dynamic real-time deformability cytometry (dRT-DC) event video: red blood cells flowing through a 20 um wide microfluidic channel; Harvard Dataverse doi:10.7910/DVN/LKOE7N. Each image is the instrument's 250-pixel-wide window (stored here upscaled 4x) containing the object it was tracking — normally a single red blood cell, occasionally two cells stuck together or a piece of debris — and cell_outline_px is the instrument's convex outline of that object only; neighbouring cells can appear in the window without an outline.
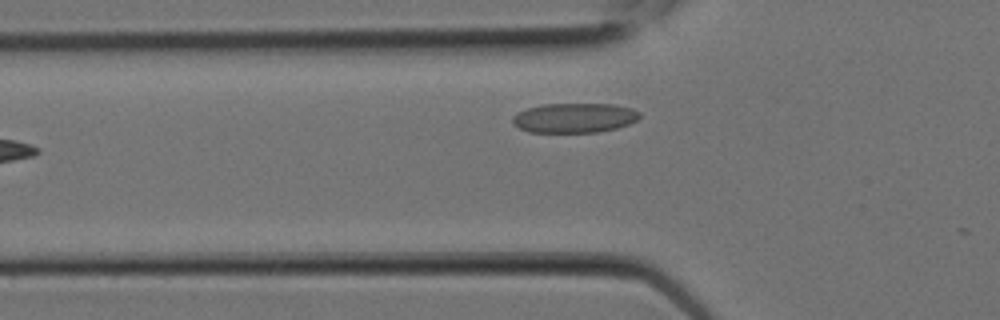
{"species": "Egyptian fruit bat (a non-hibernating species)", "species_latin": "Rousettus aegyptiacus", "temperature_condition": "room temperature", "stored_images_in_passage": 8, "camera_frame_rate_fps": 3000, "um_per_image_px": 0.085, "animal": {"sex": "female"}, "frame": {"image": 1, "passage_image": 8, "time_ms": 2.333, "image_size_px": [1000, 320], "cell_outline_px": [[640, 116], [636, 120], [628, 124], [616, 128], [596, 132], [528, 132], [512, 124], [512, 116], [516, 112], [528, 108], [544, 104], [612, 104], [632, 108], [640, 112]], "centroid_in_image_um": [48.79, 10.01], "position_along_channel_um": 77.0, "area_um2": 21.96}}